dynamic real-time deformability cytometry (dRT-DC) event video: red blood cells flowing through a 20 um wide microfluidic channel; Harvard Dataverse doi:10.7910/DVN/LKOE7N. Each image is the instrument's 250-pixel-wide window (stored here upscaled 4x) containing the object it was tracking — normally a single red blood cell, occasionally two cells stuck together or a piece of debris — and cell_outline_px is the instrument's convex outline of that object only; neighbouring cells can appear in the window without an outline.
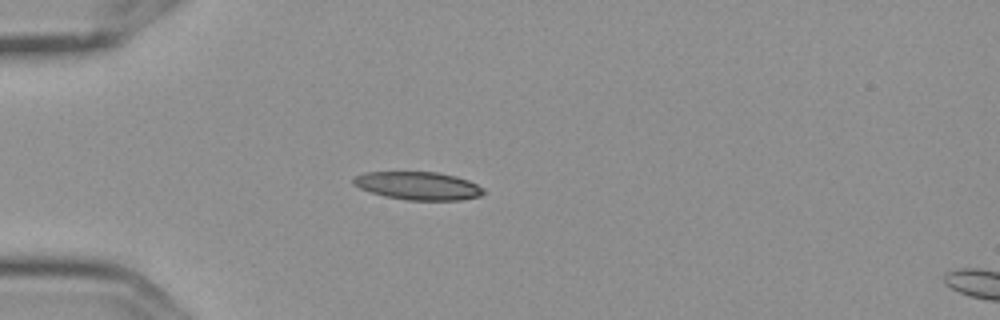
{"species": "Egyptian fruit bat (a non-hibernating species)", "species_latin": "Rousettus aegyptiacus", "temperature_condition": "cold", "stored_images_in_passage": 5, "camera_frame_rate_fps": 3000, "um_per_image_px": 0.085, "frame": {"image": 1, "passage_image": 5, "time_ms": 1.333, "image_size_px": [1000, 320], "cell_outline_px": [[484, 192], [480, 196], [460, 200], [408, 200], [384, 196], [360, 188], [352, 184], [352, 180], [356, 176], [364, 172], [436, 172], [456, 176], [468, 180], [484, 188]], "centroid_in_image_um": [35.54, 15.79], "position_along_channel_um": 49.5, "area_um2": 21.21}}